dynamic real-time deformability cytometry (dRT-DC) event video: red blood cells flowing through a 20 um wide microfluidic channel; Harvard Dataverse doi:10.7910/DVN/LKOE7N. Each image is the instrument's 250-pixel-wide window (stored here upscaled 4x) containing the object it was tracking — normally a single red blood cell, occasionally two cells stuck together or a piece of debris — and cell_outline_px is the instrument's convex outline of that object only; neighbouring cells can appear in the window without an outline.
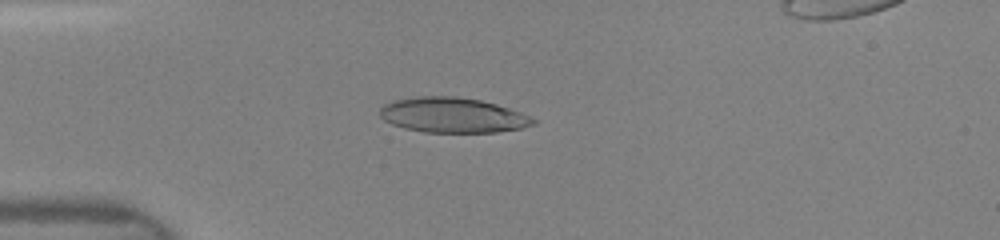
{"species": "human", "species_latin": "Homo sapiens", "temperature_condition": "room temperature", "stored_images_in_passage": 37, "camera_frame_rate_fps": 3000, "um_per_image_px": 0.085, "donor": {"sex": "female"}, "frame": {"image": 1, "passage_image": 6, "time_ms": 4.0, "image_size_px": [1000, 240], "cell_outline_px": [[536, 124], [520, 128], [496, 132], [424, 132], [404, 128], [392, 124], [384, 120], [380, 116], [380, 108], [384, 104], [396, 100], [420, 96], [456, 96], [480, 100], [496, 104], [520, 112], [536, 120]], "centroid_in_image_um": [38.46, 9.79], "position_along_channel_um": 46.5, "area_um2": 31.15}}
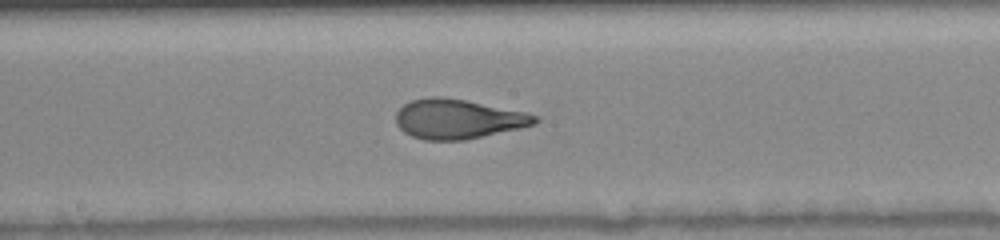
{"frame": {"image": 2, "passage_image": 14, "time_ms": 8.333, "image_size_px": [1000, 240], "cell_outline_px": [[540, 120], [536, 124], [520, 128], [464, 140], [424, 140], [412, 136], [404, 132], [396, 124], [396, 112], [404, 104], [412, 100], [428, 96], [444, 96], [528, 112], [540, 116]], "centroid_in_image_um": [38.95, 10.1], "position_along_channel_um": 209.3, "area_um2": 32.31}}
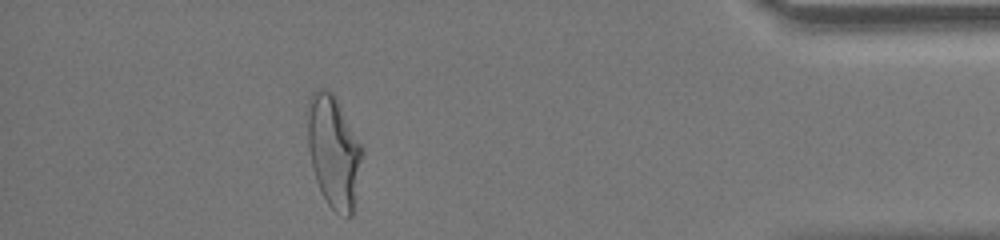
{"frame": {"image": 3, "passage_image": 31, "time_ms": 14.0, "image_size_px": [1000, 240], "cell_outline_px": [[364, 152], [352, 216], [348, 216], [336, 212], [328, 204], [316, 180], [312, 168], [308, 148], [308, 100], [312, 92], [316, 88], [324, 88], [332, 92], [336, 96], [364, 148]], "centroid_in_image_um": [28.38, 12.83], "position_along_channel_um": 406.8, "area_um2": 35.95}}